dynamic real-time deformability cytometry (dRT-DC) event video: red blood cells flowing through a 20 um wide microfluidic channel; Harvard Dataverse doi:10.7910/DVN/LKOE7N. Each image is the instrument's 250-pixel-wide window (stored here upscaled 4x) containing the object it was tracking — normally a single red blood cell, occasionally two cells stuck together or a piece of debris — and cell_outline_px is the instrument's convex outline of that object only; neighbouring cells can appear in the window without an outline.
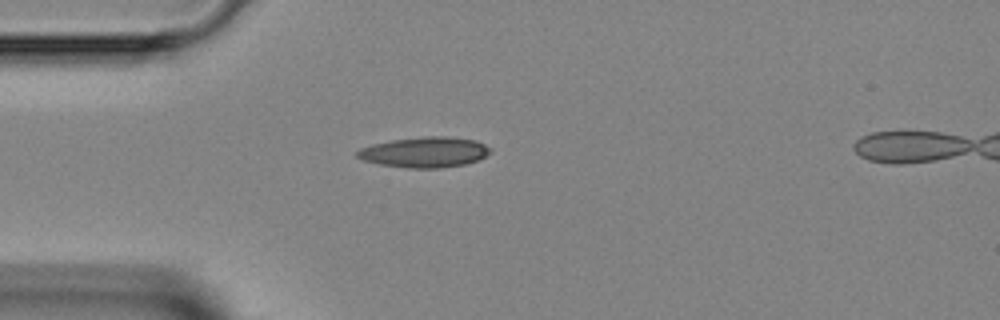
{"species": "Egyptian fruit bat (a non-hibernating species)", "species_latin": "Rousettus aegyptiacus", "temperature_condition": "room temperature", "stored_images_in_passage": 13, "camera_frame_rate_fps": 3000, "um_per_image_px": 0.085, "animal": {"sex": "female"}, "frame": {"image": 1, "passage_image": 1, "time_ms": 0.0, "image_size_px": [1000, 320], "cell_outline_px": [[492, 152], [476, 160], [464, 164], [440, 168], [408, 168], [380, 164], [364, 160], [356, 156], [356, 152], [360, 148], [372, 144], [392, 140], [424, 136], [448, 136], [476, 140], [492, 148]], "centroid_in_image_um": [36.11, 12.92], "position_along_channel_um": 48.9, "area_um2": 23.58}}
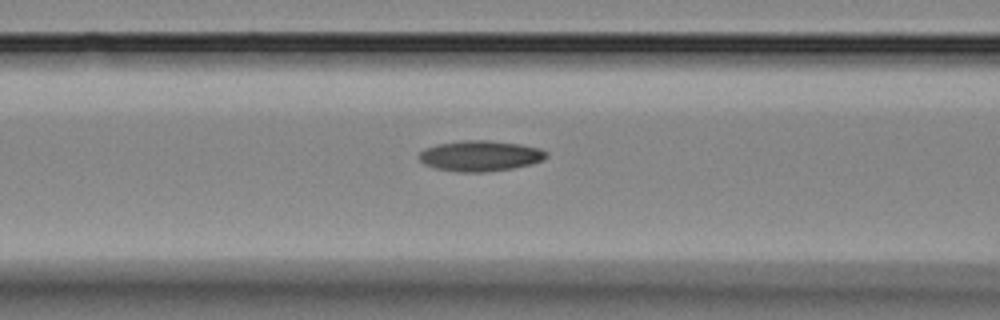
{"frame": {"image": 2, "passage_image": 7, "time_ms": 2.0, "image_size_px": [1000, 320], "cell_outline_px": [[548, 156], [544, 160], [532, 164], [512, 168], [484, 172], [456, 172], [436, 168], [424, 164], [416, 156], [424, 148], [436, 144], [464, 140], [488, 140], [520, 144], [540, 148], [548, 152]], "centroid_in_image_um": [40.81, 13.24], "position_along_channel_um": 125.8, "area_um2": 22.95}}
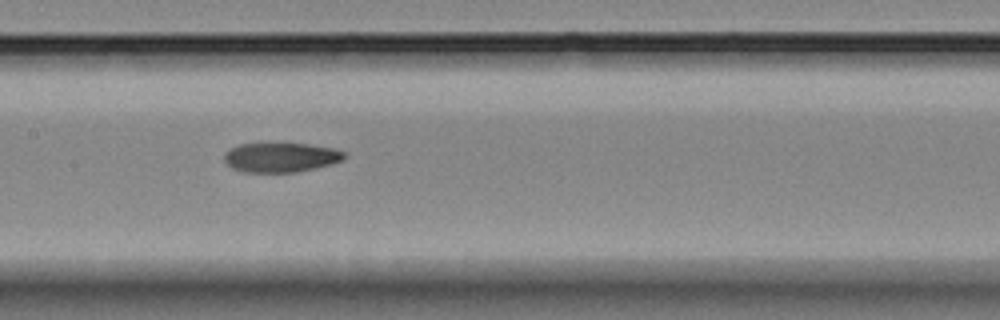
{"frame": {"image": 3, "passage_image": 11, "time_ms": 3.333, "image_size_px": [1000, 320], "cell_outline_px": [[348, 156], [344, 160], [332, 164], [296, 172], [244, 172], [232, 168], [224, 160], [224, 152], [228, 148], [240, 144], [260, 140], [264, 140], [312, 144], [336, 148], [348, 152]], "centroid_in_image_um": [23.89, 13.31], "position_along_channel_um": 183.5, "area_um2": 22.02}}